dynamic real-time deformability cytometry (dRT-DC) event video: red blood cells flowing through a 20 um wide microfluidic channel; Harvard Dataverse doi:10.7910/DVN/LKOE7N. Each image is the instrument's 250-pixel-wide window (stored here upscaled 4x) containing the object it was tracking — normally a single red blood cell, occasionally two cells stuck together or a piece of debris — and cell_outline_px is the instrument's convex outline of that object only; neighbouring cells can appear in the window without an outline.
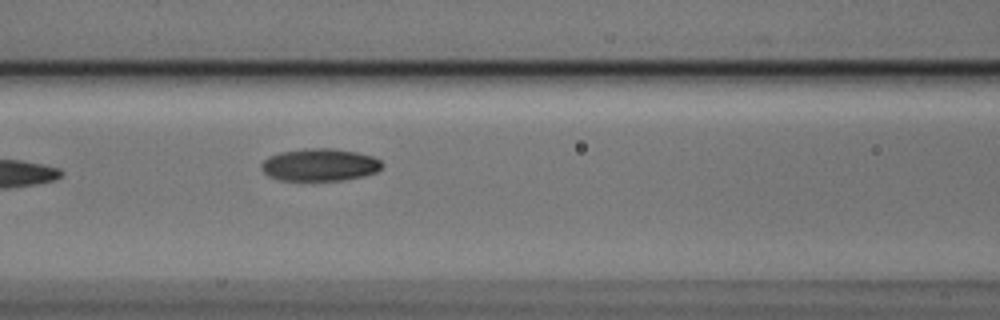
{"species": "Egyptian fruit bat (a non-hibernating species)", "species_latin": "Rousettus aegyptiacus", "temperature_condition": "cold", "stored_images_in_passage": 5, "camera_frame_rate_fps": 3000, "um_per_image_px": 0.085, "animal": {"sex": "male"}, "frame": {"image": 1, "passage_image": 5, "time_ms": 1.333, "image_size_px": [1000, 320], "cell_outline_px": [[384, 164], [376, 172], [364, 176], [344, 180], [280, 180], [268, 176], [260, 168], [260, 164], [268, 156], [280, 152], [304, 148], [332, 148], [356, 152], [372, 156], [380, 160]], "centroid_in_image_um": [27.16, 14.0], "position_along_channel_um": 139.4, "area_um2": 22.95}}